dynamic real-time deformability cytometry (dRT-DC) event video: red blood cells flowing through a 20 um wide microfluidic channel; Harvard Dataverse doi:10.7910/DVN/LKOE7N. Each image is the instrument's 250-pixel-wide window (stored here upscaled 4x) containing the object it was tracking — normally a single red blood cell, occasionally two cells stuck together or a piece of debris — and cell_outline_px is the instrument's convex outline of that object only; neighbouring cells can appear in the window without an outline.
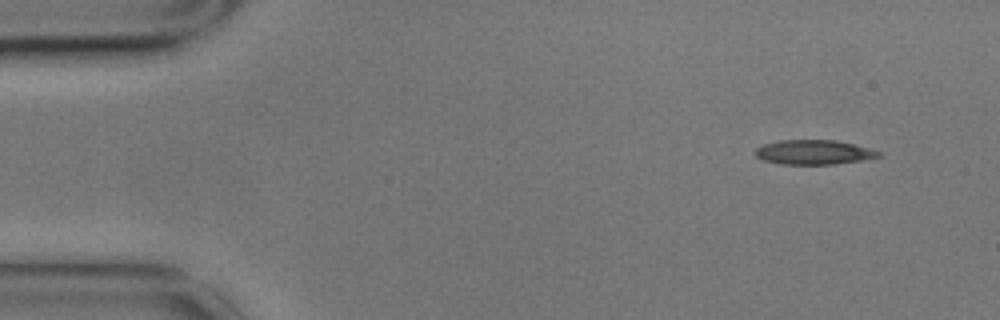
{"species": "common noctule bat (a hibernating species)", "species_latin": "Nyctalus noctula", "temperature_condition": "cold", "stored_images_in_passage": 3, "camera_frame_rate_fps": 3000, "um_per_image_px": 0.085, "animal": {"sex": "male", "body_mass_g": 17.9}, "frame": {"image": 1, "passage_image": 1, "time_ms": 0.0, "image_size_px": [1000, 320], "cell_outline_px": [[880, 156], [860, 160], [832, 164], [780, 164], [764, 160], [756, 156], [756, 148], [764, 144], [780, 140], [832, 140], [852, 144], [868, 148], [880, 152]], "centroid_in_image_um": [69.12, 12.94], "position_along_channel_um": 15.9, "area_um2": 17.22}}